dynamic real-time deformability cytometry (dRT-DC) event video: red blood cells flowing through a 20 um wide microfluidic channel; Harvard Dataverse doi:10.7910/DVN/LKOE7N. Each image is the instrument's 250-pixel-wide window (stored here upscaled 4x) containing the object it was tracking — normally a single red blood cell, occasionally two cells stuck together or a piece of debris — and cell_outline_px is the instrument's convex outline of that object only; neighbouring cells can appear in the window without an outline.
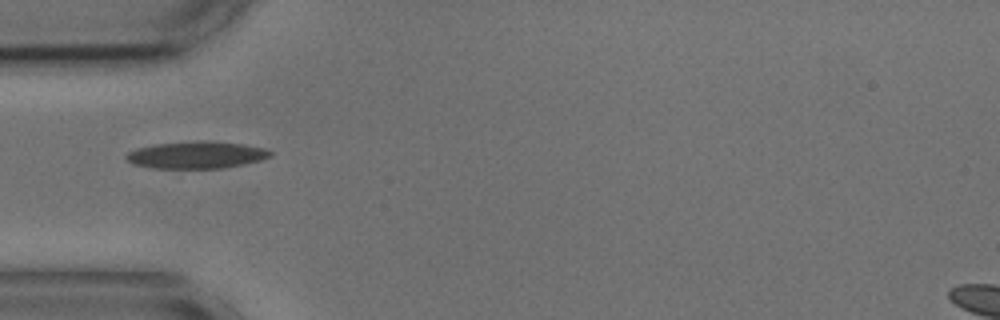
{"species": "common noctule bat (a hibernating species)", "species_latin": "Nyctalus noctula", "temperature_condition": "cold", "stored_images_in_passage": 10, "camera_frame_rate_fps": 3000, "um_per_image_px": 0.085, "animal": {"sex": "male", "body_mass_g": 17.9, "forearm_length_mm": 54.2}, "frame": {"image": 1, "passage_image": 1, "time_ms": 0.0, "image_size_px": [1000, 320], "cell_outline_px": [[272, 156], [260, 160], [244, 164], [224, 168], [152, 168], [132, 164], [124, 156], [128, 152], [136, 148], [156, 144], [196, 140], [212, 140], [244, 144], [264, 148], [272, 152]], "centroid_in_image_um": [16.7, 13.16], "position_along_channel_um": 68.3, "area_um2": 23.0}}